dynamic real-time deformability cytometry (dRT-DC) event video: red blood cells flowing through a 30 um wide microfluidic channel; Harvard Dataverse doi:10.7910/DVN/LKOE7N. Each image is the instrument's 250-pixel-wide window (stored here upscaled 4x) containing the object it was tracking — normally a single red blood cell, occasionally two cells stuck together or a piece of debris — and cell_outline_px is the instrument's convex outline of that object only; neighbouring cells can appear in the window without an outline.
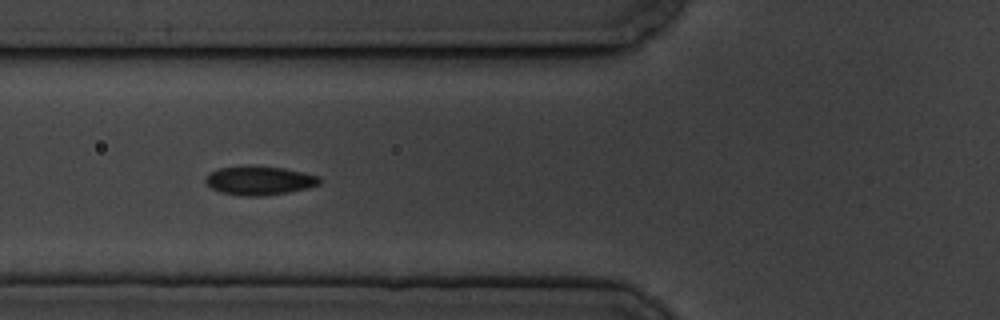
{"species": "common noctule bat (a hibernating species)", "species_latin": "Nyctalus noctula", "temperature_condition": "cold", "stored_images_in_passage": 7, "camera_frame_rate_fps": 3000, "um_per_image_px": 0.085, "animal": {"sex": "male", "body_mass_g": 19.5, "forearm_length_mm": 54.6}, "frame": {"image": 1, "passage_image": 7, "time_ms": 7.0, "image_size_px": [1000, 320], "cell_outline_px": [[320, 184], [308, 188], [288, 192], [260, 196], [240, 196], [220, 192], [212, 188], [204, 180], [212, 172], [220, 168], [248, 164], [284, 168], [320, 176]], "centroid_in_image_um": [22.06, 15.33], "position_along_channel_um": 103.7, "area_um2": 19.31}}